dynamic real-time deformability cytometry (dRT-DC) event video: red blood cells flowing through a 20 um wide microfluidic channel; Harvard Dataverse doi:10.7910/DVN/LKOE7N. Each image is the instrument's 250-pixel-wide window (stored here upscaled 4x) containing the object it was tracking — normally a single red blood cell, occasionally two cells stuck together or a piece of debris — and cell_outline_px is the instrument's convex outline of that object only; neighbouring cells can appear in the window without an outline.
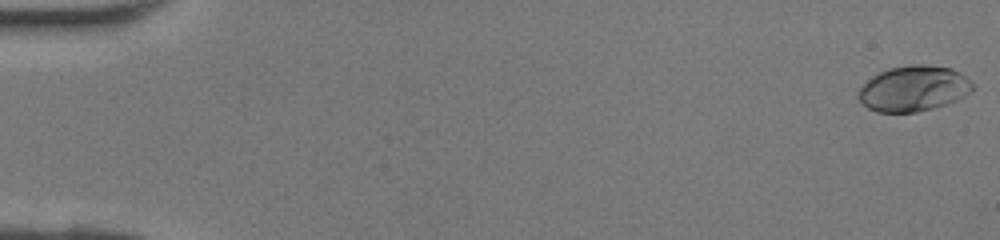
{"species": "human", "species_latin": "Homo sapiens", "temperature_condition": "room temperature", "stored_images_in_passage": 42, "camera_frame_rate_fps": 3000, "um_per_image_px": 0.085, "donor": {"sex": "female"}, "frame": {"image": 1, "passage_image": 1, "time_ms": 0.0, "image_size_px": [1000, 240], "cell_outline_px": [[972, 92], [948, 104], [916, 112], [876, 112], [868, 108], [856, 96], [856, 92], [872, 76], [888, 68], [912, 64], [924, 64], [952, 68], [960, 72], [972, 84]], "centroid_in_image_um": [77.63, 7.52], "position_along_channel_um": 7.4, "area_um2": 30.35}}
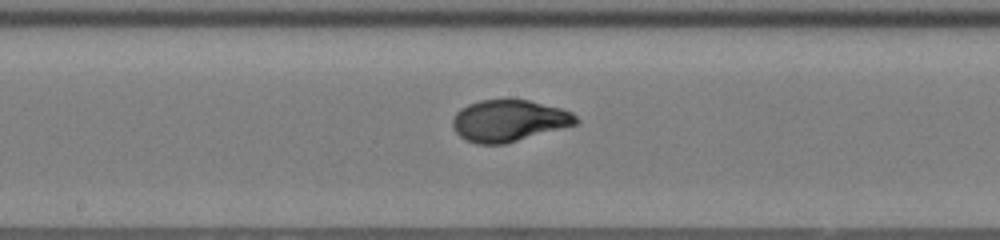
{"frame": {"image": 2, "passage_image": 23, "time_ms": 7.333, "image_size_px": [1000, 240], "cell_outline_px": [[580, 120], [576, 124], [504, 144], [476, 144], [464, 140], [452, 128], [452, 120], [456, 112], [460, 108], [468, 104], [480, 100], [528, 100], [560, 108], [572, 112]], "centroid_in_image_um": [43.22, 10.26], "position_along_channel_um": 205.0, "area_um2": 29.82}}
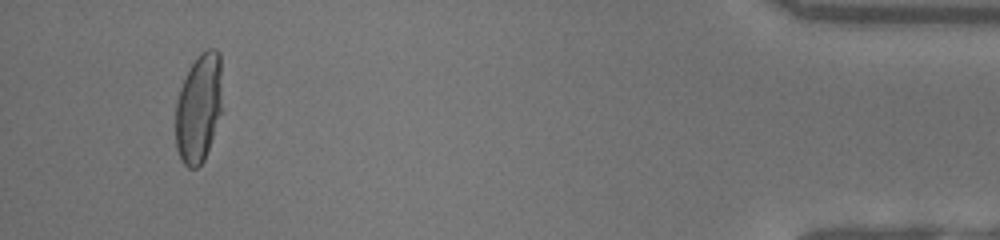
{"frame": {"image": 3, "passage_image": 40, "time_ms": 13.0, "image_size_px": [1000, 240], "cell_outline_px": [[220, 112], [204, 160], [196, 168], [188, 168], [180, 160], [176, 148], [176, 100], [180, 88], [192, 64], [200, 52], [208, 48], [216, 48], [220, 52]], "centroid_in_image_um": [16.86, 9.18], "position_along_channel_um": 418.3, "area_um2": 29.07}}